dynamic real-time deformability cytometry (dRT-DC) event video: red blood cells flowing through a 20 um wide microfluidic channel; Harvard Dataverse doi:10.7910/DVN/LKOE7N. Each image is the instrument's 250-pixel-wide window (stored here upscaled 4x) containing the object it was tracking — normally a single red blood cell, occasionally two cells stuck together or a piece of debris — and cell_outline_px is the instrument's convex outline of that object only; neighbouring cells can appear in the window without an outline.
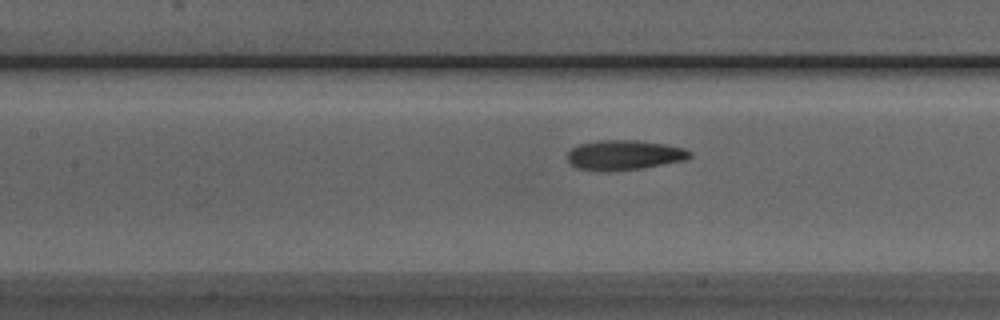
{"species": "Egyptian fruit bat (a non-hibernating species)", "species_latin": "Rousettus aegyptiacus", "temperature_condition": "room temperature", "stored_images_in_passage": 24, "camera_frame_rate_fps": 3000, "um_per_image_px": 0.085, "animal": {"sex": "male"}, "frame": {"image": 1, "passage_image": 10, "time_ms": 3.0, "image_size_px": [1000, 320], "cell_outline_px": [[692, 156], [684, 160], [640, 168], [608, 172], [604, 172], [576, 168], [568, 160], [568, 152], [572, 148], [580, 144], [600, 140], [636, 140], [664, 144], [684, 148], [692, 152]], "centroid_in_image_um": [53.04, 13.18], "position_along_channel_um": 154.4, "area_um2": 21.21}}
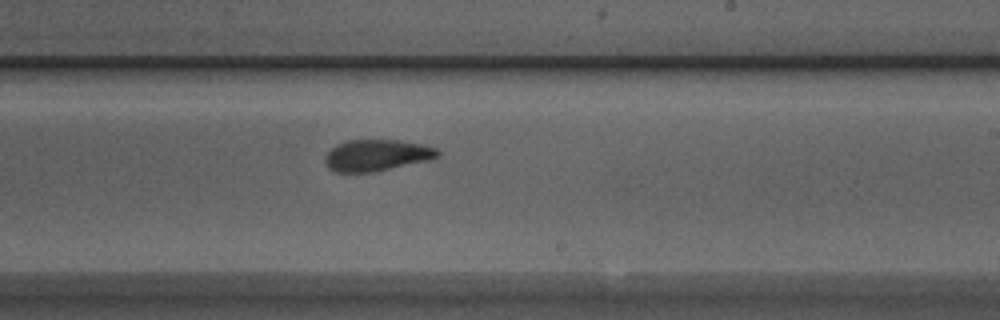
{"frame": {"image": 2, "passage_image": 18, "time_ms": 5.667, "image_size_px": [1000, 320], "cell_outline_px": [[440, 156], [428, 160], [372, 172], [336, 172], [328, 168], [324, 160], [324, 156], [336, 144], [348, 140], [396, 140], [420, 144], [436, 148], [440, 152]], "centroid_in_image_um": [31.99, 13.2], "position_along_channel_um": 257.0, "area_um2": 20.46}}
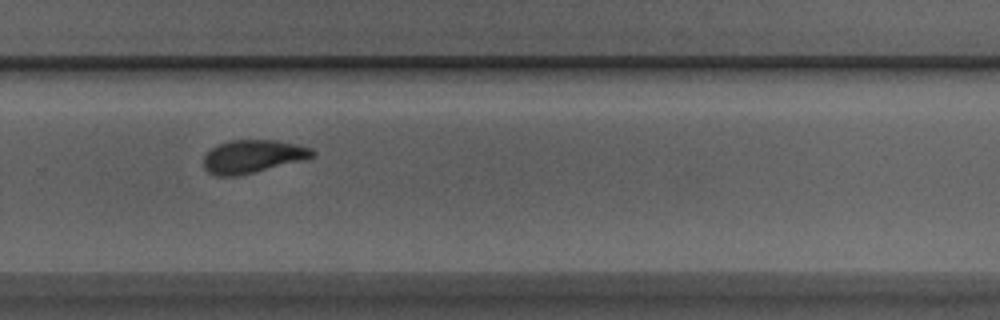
{"frame": {"image": 3, "passage_image": 22, "time_ms": 7.0, "image_size_px": [1000, 320], "cell_outline_px": [[316, 156], [304, 160], [236, 176], [216, 176], [208, 172], [204, 168], [204, 156], [212, 148], [220, 144], [232, 140], [276, 140], [296, 144], [312, 148], [316, 152]], "centroid_in_image_um": [21.51, 13.29], "position_along_channel_um": 308.3, "area_um2": 20.87}}